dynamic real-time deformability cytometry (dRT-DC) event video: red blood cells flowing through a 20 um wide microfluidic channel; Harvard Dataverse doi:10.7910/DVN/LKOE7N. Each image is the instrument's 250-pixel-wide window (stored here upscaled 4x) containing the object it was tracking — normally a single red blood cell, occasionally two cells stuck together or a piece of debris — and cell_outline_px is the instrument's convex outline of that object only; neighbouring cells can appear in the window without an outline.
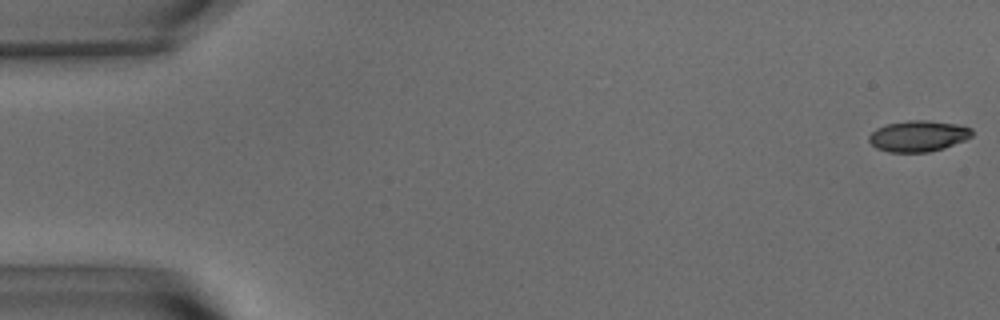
{"species": "common noctule bat (a hibernating species)", "species_latin": "Nyctalus noctula", "temperature_condition": "warm", "stored_images_in_passage": 56, "camera_frame_rate_fps": 3000, "um_per_image_px": 0.085, "animal": {"sex": "male", "body_mass_g": 15.6}, "frame": {"image": 1, "passage_image": 1, "time_ms": 0.0, "image_size_px": [1000, 320], "cell_outline_px": [[972, 136], [964, 140], [944, 148], [928, 152], [888, 152], [876, 148], [868, 140], [868, 136], [876, 128], [888, 124], [908, 120], [928, 120], [956, 124], [972, 128]], "centroid_in_image_um": [78.04, 11.56], "position_along_channel_um": 7.0, "area_um2": 18.61}}
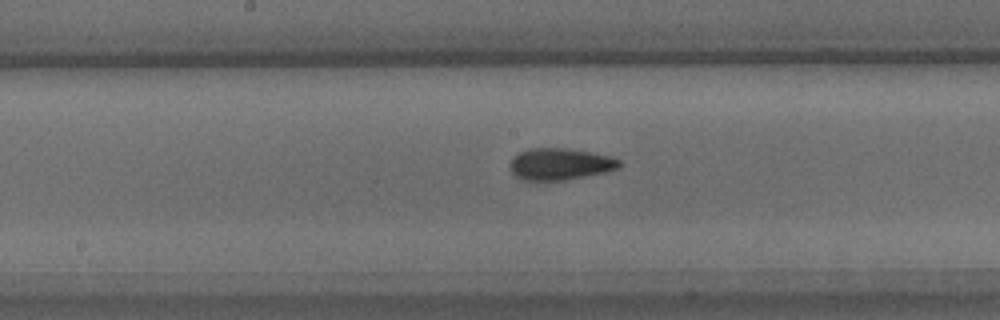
{"frame": {"image": 2, "passage_image": 29, "time_ms": 9.333, "image_size_px": [1000, 320], "cell_outline_px": [[620, 164], [616, 168], [604, 172], [564, 180], [520, 180], [512, 172], [508, 164], [520, 152], [528, 148], [568, 148], [608, 156], [620, 160]], "centroid_in_image_um": [47.54, 13.94], "position_along_channel_um": 200.7, "area_um2": 19.88}}
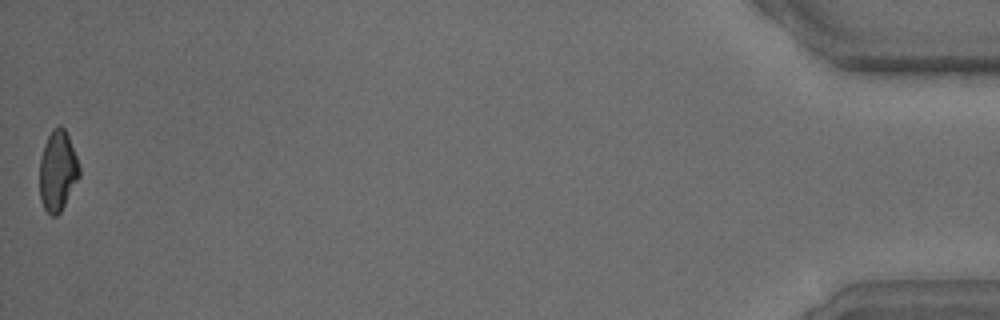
{"frame": {"image": 3, "passage_image": 56, "time_ms": 18.333, "image_size_px": [1000, 320], "cell_outline_px": [[80, 176], [60, 212], [56, 216], [52, 216], [44, 208], [40, 200], [40, 160], [44, 144], [52, 128], [60, 124], [64, 128], [68, 136], [76, 156], [80, 168]], "centroid_in_image_um": [4.9, 14.51], "position_along_channel_um": 430.3, "area_um2": 18.5}, "authors_computed_cell_mechanics": {"area_um2": 19.4208, "velocity_mm_per_s": 3.6201, "shape_relaxation_time_tau1_ms": 5.3168, "shape_relaxation_time_tau2_ms": 2.3302, "deformation_change_tau1": 0.1545, "deformation_change_tau2": 0.0786}}